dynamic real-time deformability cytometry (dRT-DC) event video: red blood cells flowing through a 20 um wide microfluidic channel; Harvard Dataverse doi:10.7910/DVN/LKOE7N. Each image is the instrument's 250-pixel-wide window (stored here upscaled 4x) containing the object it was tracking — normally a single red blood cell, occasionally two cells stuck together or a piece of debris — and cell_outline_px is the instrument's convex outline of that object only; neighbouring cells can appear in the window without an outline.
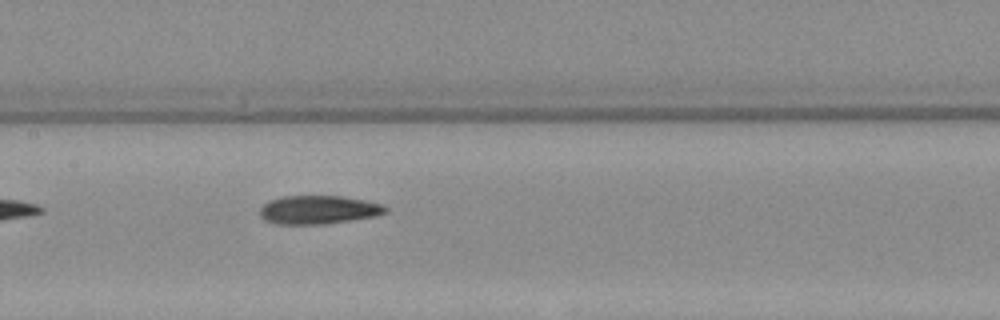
{"species": "Egyptian fruit bat (a non-hibernating species)", "species_latin": "Rousettus aegyptiacus", "temperature_condition": "warm", "stored_images_in_passage": 8, "camera_frame_rate_fps": 3000, "um_per_image_px": 0.085, "animal": {"sex": "female"}, "frame": {"image": 1, "passage_image": 8, "time_ms": 8.667, "image_size_px": [1000, 320], "cell_outline_px": [[388, 212], [376, 216], [324, 224], [276, 224], [264, 220], [260, 216], [260, 208], [268, 200], [284, 196], [340, 196], [364, 200], [384, 204], [388, 208]], "centroid_in_image_um": [27.07, 17.83], "position_along_channel_um": 180.3, "area_um2": 20.98}}